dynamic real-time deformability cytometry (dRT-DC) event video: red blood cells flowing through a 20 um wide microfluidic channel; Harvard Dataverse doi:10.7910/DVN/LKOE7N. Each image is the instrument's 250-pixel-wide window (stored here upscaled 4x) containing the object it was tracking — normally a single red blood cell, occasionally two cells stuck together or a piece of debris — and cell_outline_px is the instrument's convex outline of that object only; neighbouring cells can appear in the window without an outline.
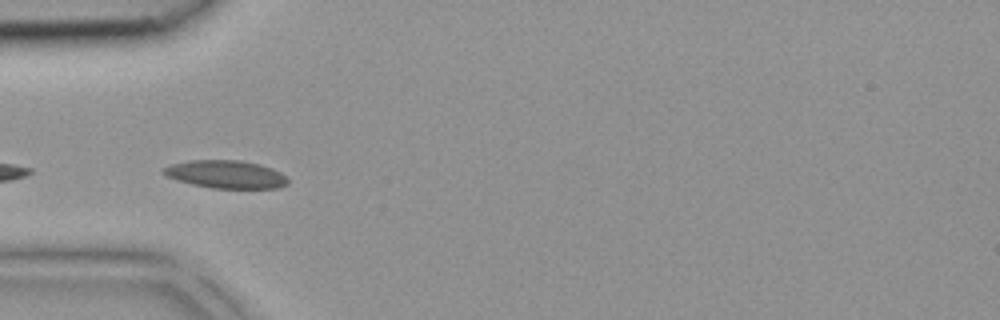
{"species": "common noctule bat (a hibernating species)", "species_latin": "Nyctalus noctula", "temperature_condition": "room temperature", "stored_images_in_passage": 25, "camera_frame_rate_fps": 3000, "um_per_image_px": 0.085, "animal": {"sex": "female", "body_mass_g": 18.4}, "frame": {"image": 1, "passage_image": 1, "time_ms": 0.0, "image_size_px": [1000, 320], "cell_outline_px": [[288, 184], [280, 188], [212, 188], [192, 184], [176, 180], [160, 172], [164, 168], [172, 164], [192, 160], [240, 160], [260, 164], [272, 168], [280, 172], [288, 180]], "centroid_in_image_um": [19.21, 14.82], "position_along_channel_um": 65.8, "area_um2": 20.17}}
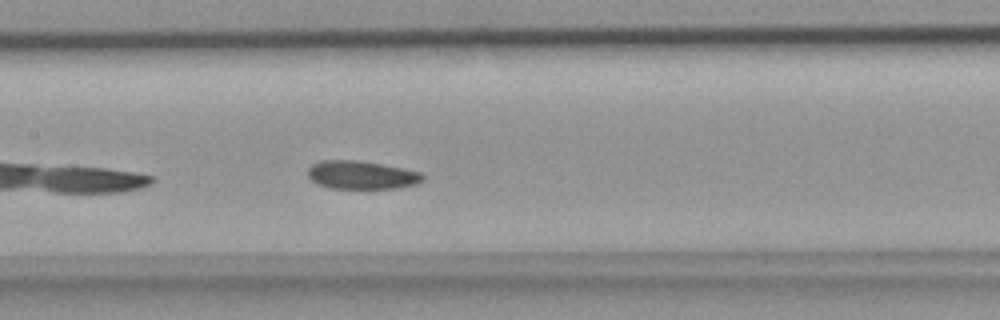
{"frame": {"image": 2, "passage_image": 8, "time_ms": 2.333, "image_size_px": [1000, 320], "cell_outline_px": [[424, 180], [416, 184], [396, 188], [332, 188], [316, 184], [308, 176], [308, 168], [312, 164], [320, 160], [356, 160], [404, 168], [420, 172], [424, 176]], "centroid_in_image_um": [30.72, 14.87], "position_along_channel_um": 176.7, "area_um2": 18.9}}
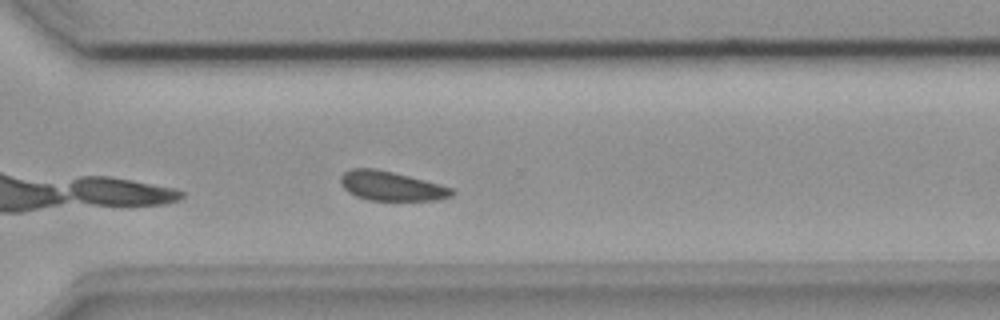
{"frame": {"image": 3, "passage_image": 18, "time_ms": 5.667, "image_size_px": [1000, 320], "cell_outline_px": [[456, 192], [452, 196], [440, 200], [368, 200], [356, 196], [348, 192], [340, 184], [340, 176], [344, 172], [352, 168], [376, 168], [440, 184], [452, 188]], "centroid_in_image_um": [33.25, 15.81], "position_along_channel_um": 337.3, "area_um2": 19.07}}